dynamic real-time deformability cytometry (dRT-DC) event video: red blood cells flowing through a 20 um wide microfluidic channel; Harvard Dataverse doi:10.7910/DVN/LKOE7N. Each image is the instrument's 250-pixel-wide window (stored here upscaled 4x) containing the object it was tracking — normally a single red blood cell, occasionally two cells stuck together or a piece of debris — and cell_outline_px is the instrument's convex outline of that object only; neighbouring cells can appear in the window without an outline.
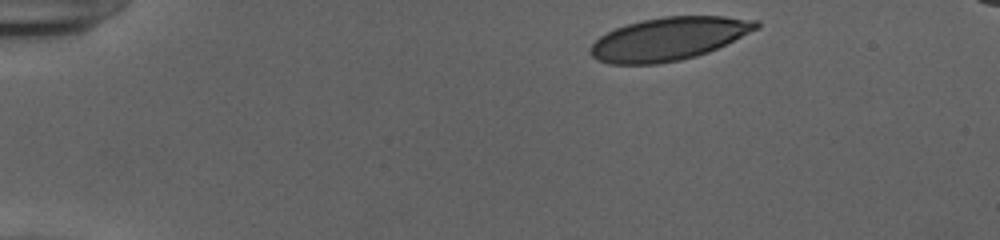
{"species": "human", "species_latin": "Homo sapiens", "temperature_condition": "cold", "stored_images_in_passage": 45, "camera_frame_rate_fps": 3000, "um_per_image_px": 0.085, "donor": {"sex": "female"}, "frame": {"image": 1, "passage_image": 1, "time_ms": 0.0, "image_size_px": [1000, 240], "cell_outline_px": [[760, 28], [708, 52], [696, 56], [680, 60], [656, 64], [608, 64], [596, 60], [588, 52], [592, 44], [600, 36], [616, 28], [628, 24], [644, 20], [664, 16], [724, 16], [760, 20]], "centroid_in_image_um": [56.85, 3.3], "position_along_channel_um": 28.1, "area_um2": 41.56}}
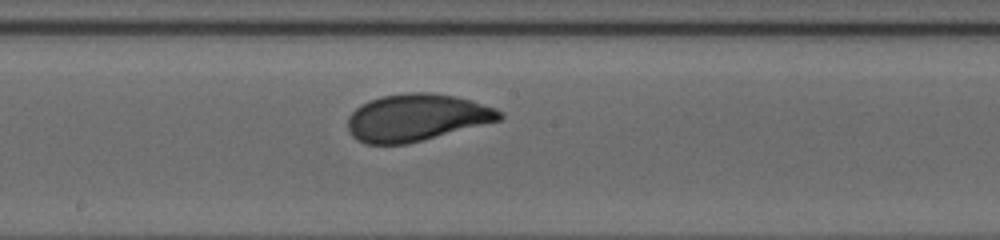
{"frame": {"image": 2, "passage_image": 22, "time_ms": 7.0, "image_size_px": [1000, 240], "cell_outline_px": [[504, 116], [500, 120], [408, 144], [364, 144], [356, 140], [352, 136], [348, 128], [348, 116], [360, 104], [368, 100], [380, 96], [408, 92], [432, 92], [456, 96], [472, 100], [496, 108]], "centroid_in_image_um": [35.38, 9.98], "position_along_channel_um": 212.8, "area_um2": 41.91}}
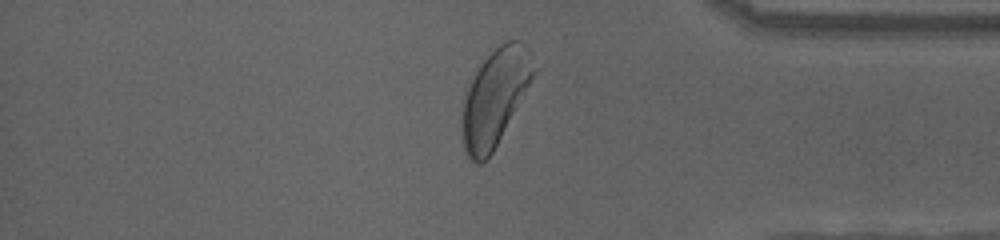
{"frame": {"image": 3, "passage_image": 37, "time_ms": 12.0, "image_size_px": [1000, 240], "cell_outline_px": [[532, 76], [528, 84], [492, 152], [480, 164], [476, 164], [468, 156], [464, 148], [460, 120], [460, 116], [464, 100], [468, 88], [476, 72], [484, 60], [500, 44], [508, 40], [520, 40], [532, 52]], "centroid_in_image_um": [42.01, 8.29], "position_along_channel_um": 393.2, "area_um2": 38.78}, "authors_computed_cell_mechanics": {"area_um2": 42.0784, "velocity_mm_per_s": 3.9073, "shape_relaxation_time_tau1_ms": 2.5861, "shape_relaxation_time_tau2_ms": null, "deformation_change_tau1": 0.144, "deformation_change_tau2": null}}